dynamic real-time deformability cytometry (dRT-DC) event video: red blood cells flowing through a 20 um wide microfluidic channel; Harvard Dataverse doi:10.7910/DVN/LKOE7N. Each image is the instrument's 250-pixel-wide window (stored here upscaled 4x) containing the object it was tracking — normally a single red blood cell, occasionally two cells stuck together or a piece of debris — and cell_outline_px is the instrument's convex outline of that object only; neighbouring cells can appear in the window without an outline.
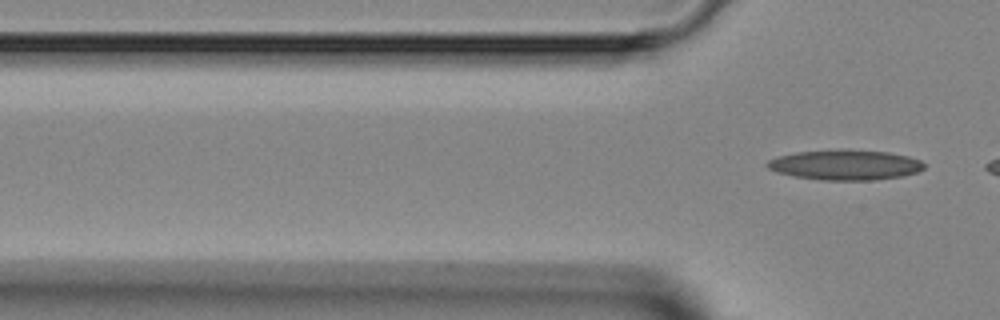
{"species": "Egyptian fruit bat (a non-hibernating species)", "species_latin": "Rousettus aegyptiacus", "temperature_condition": "room temperature", "stored_images_in_passage": 3, "camera_frame_rate_fps": 3000, "um_per_image_px": 0.085, "animal": {"sex": "female"}, "frame": {"image": 1, "passage_image": 3, "time_ms": 2.333, "image_size_px": [1000, 320], "cell_outline_px": [[924, 168], [916, 172], [904, 176], [876, 180], [820, 180], [792, 176], [776, 172], [768, 168], [764, 164], [768, 160], [780, 156], [796, 152], [840, 148], [844, 148], [888, 152], [908, 156], [920, 160], [924, 164]], "centroid_in_image_um": [71.82, 14.0], "position_along_channel_um": 54.0, "area_um2": 28.03}}